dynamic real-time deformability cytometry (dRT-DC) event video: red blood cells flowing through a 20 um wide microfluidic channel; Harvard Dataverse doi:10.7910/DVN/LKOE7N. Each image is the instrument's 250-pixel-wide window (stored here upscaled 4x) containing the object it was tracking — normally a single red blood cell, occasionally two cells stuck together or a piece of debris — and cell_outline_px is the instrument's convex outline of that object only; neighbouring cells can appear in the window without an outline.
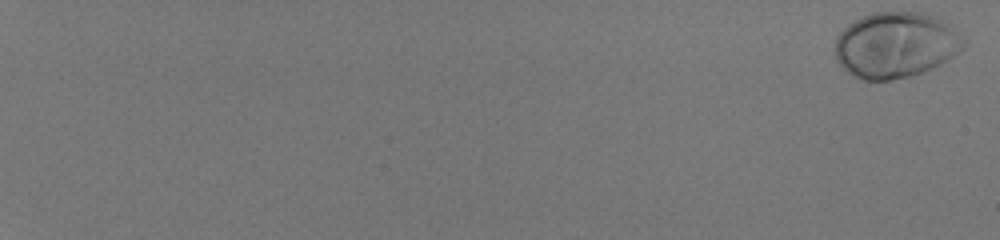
{"species": "human", "species_latin": "Homo sapiens", "temperature_condition": "room temperature", "stored_images_in_passage": 56, "camera_frame_rate_fps": 3000, "um_per_image_px": 0.085, "donor": {"sex": "male"}, "frame": {"image": 1, "passage_image": 1, "time_ms": 0.0, "image_size_px": [1000, 240], "cell_outline_px": [[968, 44], [964, 48], [940, 64], [932, 68], [912, 76], [892, 80], [864, 80], [852, 76], [836, 60], [836, 36], [848, 24], [872, 12], [924, 12], [940, 20], [968, 40]], "centroid_in_image_um": [76.13, 3.84], "position_along_channel_um": 8.9, "area_um2": 49.19}}
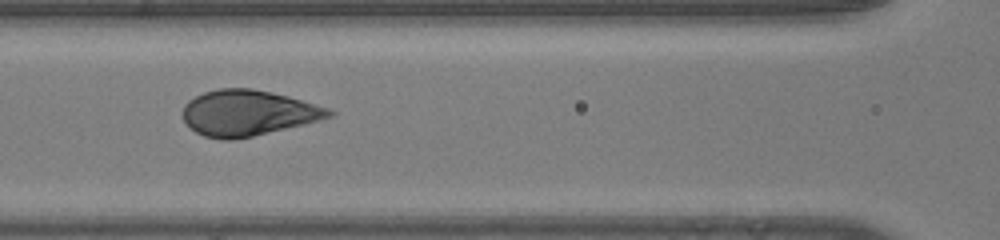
{"frame": {"image": 2, "passage_image": 32, "time_ms": 10.333, "image_size_px": [1000, 240], "cell_outline_px": [[336, 112], [332, 116], [320, 120], [304, 124], [252, 136], [232, 140], [220, 140], [204, 136], [196, 132], [184, 120], [180, 112], [184, 104], [188, 100], [204, 92], [220, 88], [252, 88], [272, 92], [288, 96], [328, 108]], "centroid_in_image_um": [21.04, 9.6], "position_along_channel_um": 145.6, "area_um2": 38.9}}
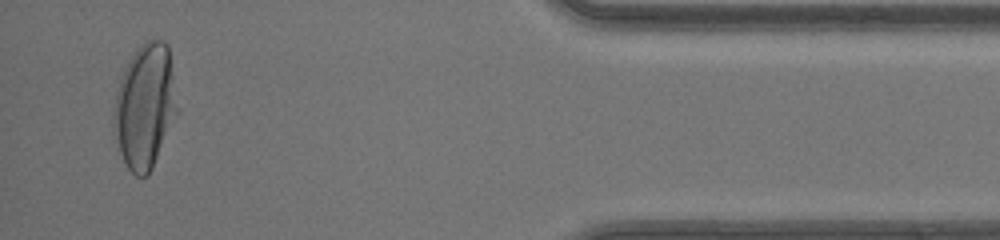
{"frame": {"image": 3, "passage_image": 55, "time_ms": 18.0, "image_size_px": [1000, 240], "cell_outline_px": [[180, 112], [148, 176], [136, 176], [128, 168], [120, 152], [112, 132], [112, 112], [116, 92], [120, 76], [128, 60], [136, 48], [144, 40], [164, 40], [168, 44], [180, 108]], "centroid_in_image_um": [12.34, 9.01], "position_along_channel_um": 422.9, "area_um2": 47.4}, "authors_computed_cell_mechanics": {"area_um2": 41.9917, "velocity_mm_per_s": 4.1288, "shape_relaxation_time_tau1_ms": 2.5601, "shape_relaxation_time_tau2_ms": null, "deformation_change_tau1": 0.1854, "deformation_change_tau2": null}}